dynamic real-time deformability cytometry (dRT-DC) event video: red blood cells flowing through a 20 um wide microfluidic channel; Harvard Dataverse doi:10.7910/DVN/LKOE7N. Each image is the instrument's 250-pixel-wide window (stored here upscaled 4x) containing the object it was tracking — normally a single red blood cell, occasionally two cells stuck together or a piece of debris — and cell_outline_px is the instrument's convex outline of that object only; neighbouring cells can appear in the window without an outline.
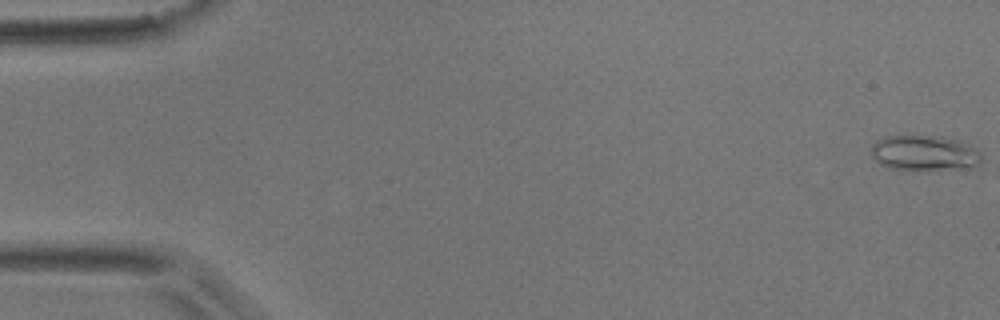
{"species": "common noctule bat (a hibernating species)", "species_latin": "Nyctalus noctula", "temperature_condition": "room temperature", "stored_images_in_passage": 52, "camera_frame_rate_fps": 3000, "um_per_image_px": 0.085, "animal": {"sex": "male", "body_mass_g": 17.9}, "frame": {"image": 1, "passage_image": 1, "time_ms": 0.0, "image_size_px": [1000, 320], "cell_outline_px": [[980, 164], [972, 168], [924, 172], [888, 168], [880, 164], [872, 156], [872, 144], [876, 140], [884, 136], [944, 136], [960, 140], [972, 144], [980, 152]], "centroid_in_image_um": [78.63, 13.04], "position_along_channel_um": 6.4, "area_um2": 23.76}}
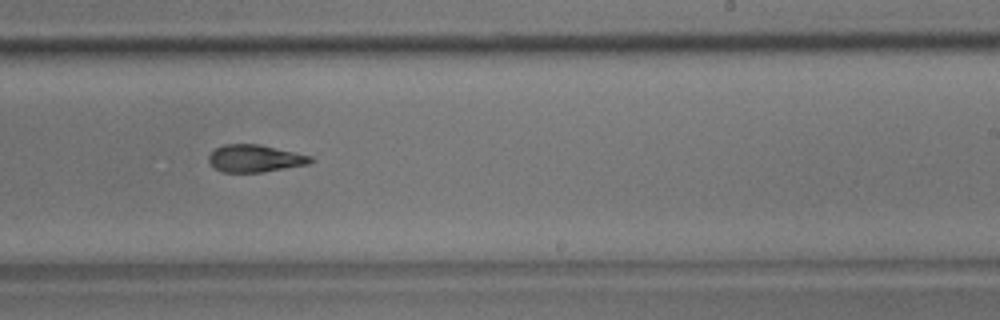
{"frame": {"image": 2, "passage_image": 32, "time_ms": 10.333, "image_size_px": [1000, 320], "cell_outline_px": [[312, 160], [308, 164], [264, 172], [224, 172], [216, 168], [208, 160], [208, 156], [216, 148], [224, 144], [260, 144], [312, 156]], "centroid_in_image_um": [21.67, 13.46], "position_along_channel_um": 267.3, "area_um2": 16.07}}
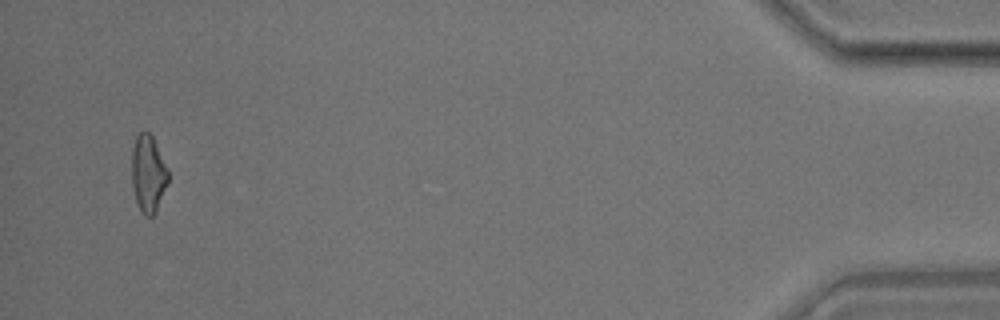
{"frame": {"image": 3, "passage_image": 50, "time_ms": 16.333, "image_size_px": [1000, 320], "cell_outline_px": [[168, 184], [156, 212], [152, 216], [144, 216], [140, 212], [132, 188], [132, 148], [136, 136], [140, 132], [148, 132], [152, 136], [168, 168]], "centroid_in_image_um": [12.6, 14.79], "position_along_channel_um": 422.6, "area_um2": 16.53}, "authors_computed_cell_mechanics": {"area_um2": 16.8776, "velocity_mm_per_s": 3.9095, "shape_relaxation_time_tau1_ms": 6.1671, "shape_relaxation_time_tau2_ms": 2.8366, "deformation_change_tau1": 0.1761, "deformation_change_tau2": 0.1081}}